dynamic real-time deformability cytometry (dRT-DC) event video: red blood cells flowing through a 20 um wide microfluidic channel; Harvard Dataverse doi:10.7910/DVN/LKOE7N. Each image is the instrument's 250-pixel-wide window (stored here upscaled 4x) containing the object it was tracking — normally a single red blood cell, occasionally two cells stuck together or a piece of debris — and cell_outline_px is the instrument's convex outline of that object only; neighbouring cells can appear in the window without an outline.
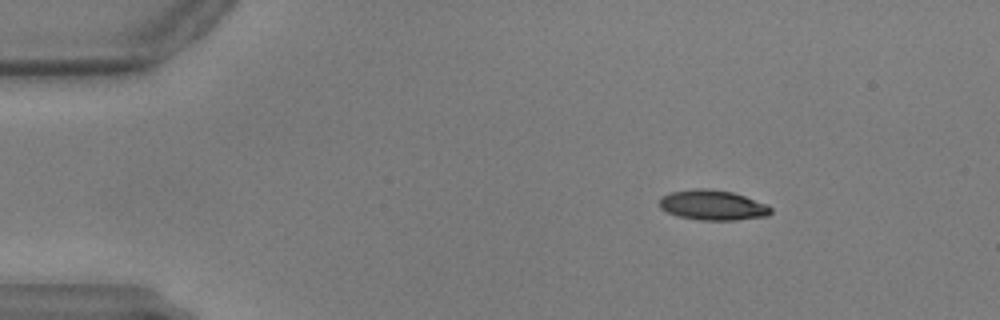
{"species": "common noctule bat (a hibernating species)", "species_latin": "Nyctalus noctula", "temperature_condition": "warm", "stored_images_in_passage": 21, "camera_frame_rate_fps": 3000, "um_per_image_px": 0.085, "animal": {"sex": "male", "body_mass_g": 17.9, "forearm_length_mm": 54.2}, "frame": {"image": 1, "passage_image": 9, "time_ms": 2.667, "image_size_px": [1000, 320], "cell_outline_px": [[772, 212], [768, 216], [736, 220], [700, 220], [680, 216], [668, 212], [660, 208], [660, 196], [672, 192], [696, 188], [704, 188], [732, 192], [768, 204], [772, 208]], "centroid_in_image_um": [60.61, 17.44], "position_along_channel_um": 24.4, "area_um2": 19.48}}